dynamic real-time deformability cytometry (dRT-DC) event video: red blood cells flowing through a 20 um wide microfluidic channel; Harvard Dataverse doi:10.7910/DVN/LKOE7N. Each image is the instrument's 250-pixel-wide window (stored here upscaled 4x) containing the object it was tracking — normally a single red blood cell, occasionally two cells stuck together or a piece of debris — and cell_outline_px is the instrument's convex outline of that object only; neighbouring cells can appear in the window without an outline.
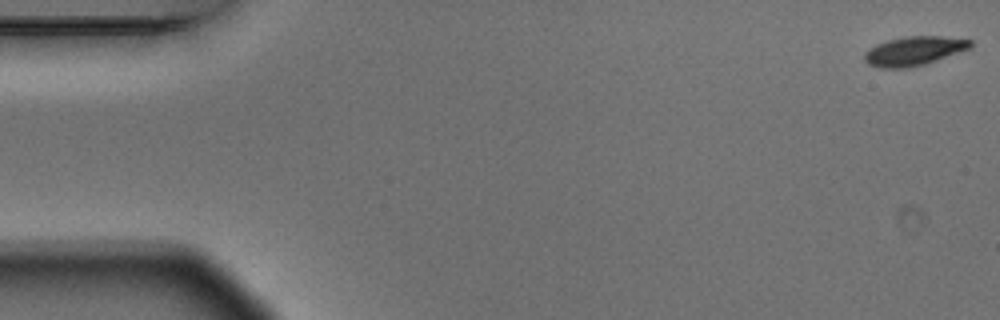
{"species": "Egyptian fruit bat (a non-hibernating species)", "species_latin": "Rousettus aegyptiacus", "temperature_condition": "warm", "stored_images_in_passage": 5, "camera_frame_rate_fps": 3000, "um_per_image_px": 0.085, "animal": {"sex": "male"}, "frame": {"image": 1, "passage_image": 1, "time_ms": 0.0, "image_size_px": [1000, 320], "cell_outline_px": [[972, 48], [924, 64], [908, 68], [880, 68], [868, 64], [864, 60], [864, 52], [868, 48], [876, 44], [888, 40], [908, 36], [940, 36], [972, 40]], "centroid_in_image_um": [77.67, 4.33], "position_along_channel_um": 7.3, "area_um2": 17.98}}
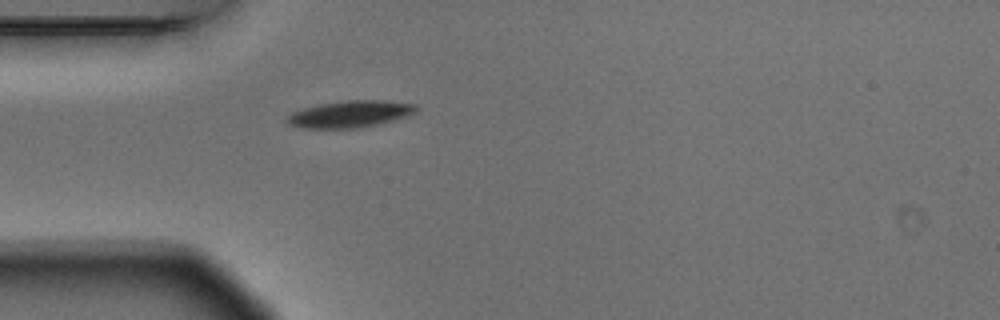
{"frame": {"image": 2, "passage_image": 5, "time_ms": 1.333, "image_size_px": [1000, 320], "cell_outline_px": [[416, 112], [392, 120], [356, 128], [304, 128], [288, 124], [284, 120], [284, 116], [292, 112], [304, 108], [320, 104], [348, 100], [380, 100], [416, 104]], "centroid_in_image_um": [29.67, 9.69], "position_along_channel_um": 55.3, "area_um2": 19.88}}